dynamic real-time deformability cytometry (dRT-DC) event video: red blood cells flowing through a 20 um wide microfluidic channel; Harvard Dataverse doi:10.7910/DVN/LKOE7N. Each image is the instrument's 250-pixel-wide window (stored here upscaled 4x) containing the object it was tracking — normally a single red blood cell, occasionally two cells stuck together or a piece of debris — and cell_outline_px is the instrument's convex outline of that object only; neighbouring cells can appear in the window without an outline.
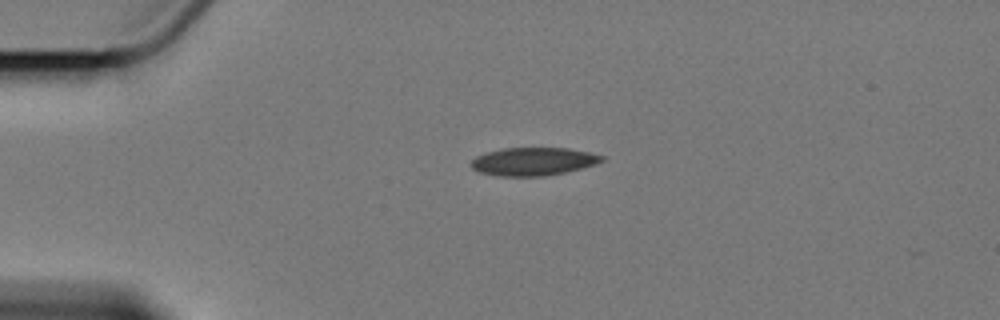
{"species": "Egyptian fruit bat (a non-hibernating species)", "species_latin": "Rousettus aegyptiacus", "temperature_condition": "cold", "stored_images_in_passage": 3, "segment_of_instrument_passage": [1, 2], "camera_frame_rate_fps": 3000, "um_per_image_px": 0.085, "animal": {"sex": "female"}, "frame": {"image": 1, "passage_image": 1, "time_ms": 0.0, "image_size_px": [1000, 320], "cell_outline_px": [[604, 160], [596, 164], [584, 168], [544, 176], [496, 176], [480, 172], [472, 168], [472, 160], [476, 156], [488, 152], [504, 148], [568, 148], [588, 152], [604, 156]], "centroid_in_image_um": [45.35, 13.73], "position_along_channel_um": 39.6, "area_um2": 21.27}}